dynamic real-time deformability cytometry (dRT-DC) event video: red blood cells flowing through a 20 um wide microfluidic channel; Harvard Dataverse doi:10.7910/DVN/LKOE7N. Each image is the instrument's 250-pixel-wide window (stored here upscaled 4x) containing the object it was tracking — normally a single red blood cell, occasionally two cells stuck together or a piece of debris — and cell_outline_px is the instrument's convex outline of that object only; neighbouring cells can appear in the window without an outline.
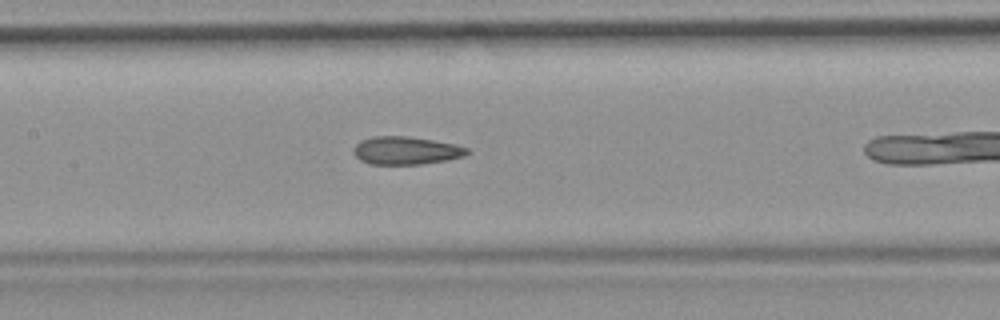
{"species": "common noctule bat (a hibernating species)", "species_latin": "Nyctalus noctula", "temperature_condition": "room temperature", "stored_images_in_passage": 21, "camera_frame_rate_fps": 3000, "um_per_image_px": 0.085, "animal": {"sex": "female", "body_mass_g": 19.9}, "frame": {"image": 1, "passage_image": 4, "time_ms": 1.0, "image_size_px": [1000, 320], "cell_outline_px": [[472, 152], [464, 156], [448, 160], [420, 164], [372, 164], [360, 160], [352, 152], [352, 148], [356, 144], [372, 136], [408, 136], [456, 144], [468, 148]], "centroid_in_image_um": [34.54, 12.79], "position_along_channel_um": 172.9, "area_um2": 18.55}}